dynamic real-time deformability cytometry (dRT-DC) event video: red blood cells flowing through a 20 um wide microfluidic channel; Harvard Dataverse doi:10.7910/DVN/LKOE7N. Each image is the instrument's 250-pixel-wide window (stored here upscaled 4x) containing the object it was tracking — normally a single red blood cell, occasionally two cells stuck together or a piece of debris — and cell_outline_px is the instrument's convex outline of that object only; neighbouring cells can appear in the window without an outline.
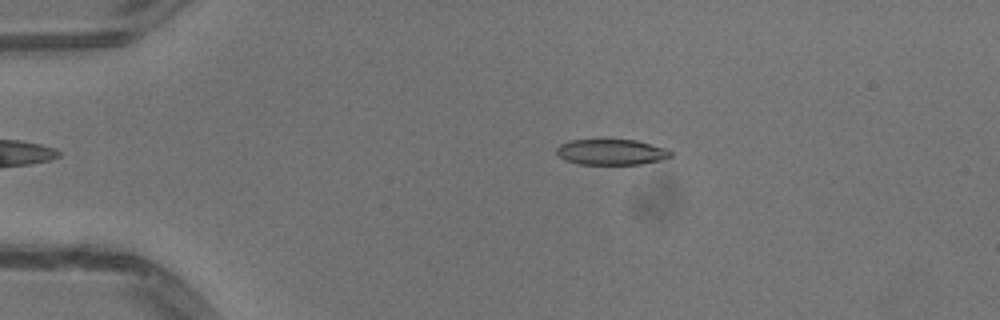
{"species": "common noctule bat (a hibernating species)", "species_latin": "Nyctalus noctula", "temperature_condition": "warm", "stored_images_in_passage": 30, "camera_frame_rate_fps": 3000, "um_per_image_px": 0.085, "animal": {"sex": "male", "body_mass_g": 13.3}, "frame": {"image": 1, "passage_image": 7, "time_ms": 2.0, "image_size_px": [1000, 320], "cell_outline_px": [[672, 156], [664, 160], [640, 164], [580, 164], [564, 160], [556, 152], [556, 148], [560, 144], [572, 140], [636, 140], [664, 148], [672, 152]], "centroid_in_image_um": [51.97, 12.93], "position_along_channel_um": 33.0, "area_um2": 16.99}}
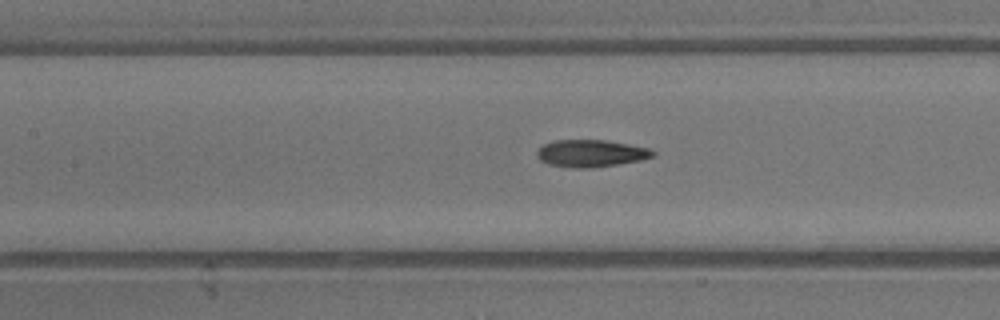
{"frame": {"image": 2, "passage_image": 20, "time_ms": 6.333, "image_size_px": [1000, 320], "cell_outline_px": [[656, 156], [640, 160], [616, 164], [588, 168], [576, 168], [548, 164], [540, 160], [536, 156], [536, 152], [544, 144], [552, 140], [604, 140], [652, 148], [656, 152]], "centroid_in_image_um": [50.25, 13.03], "position_along_channel_um": 157.2, "area_um2": 18.38}}
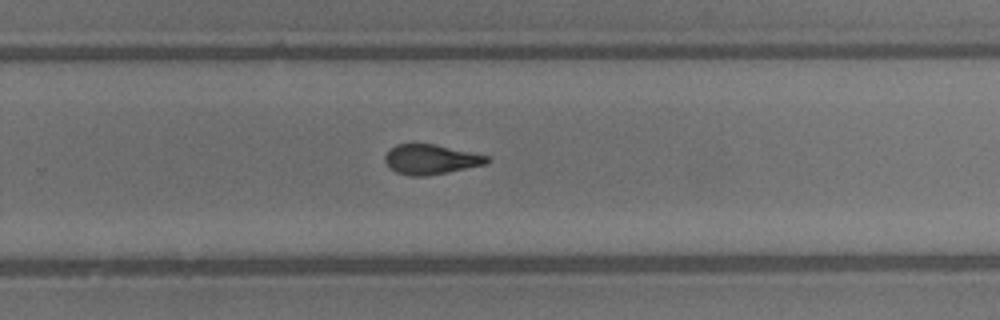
{"frame": {"image": 3, "passage_image": 30, "time_ms": 9.667, "image_size_px": [1000, 320], "cell_outline_px": [[492, 160], [488, 164], [428, 176], [412, 176], [396, 172], [384, 160], [384, 156], [396, 144], [436, 144], [488, 156]], "centroid_in_image_um": [36.67, 13.55], "position_along_channel_um": 293.1, "area_um2": 17.69}}